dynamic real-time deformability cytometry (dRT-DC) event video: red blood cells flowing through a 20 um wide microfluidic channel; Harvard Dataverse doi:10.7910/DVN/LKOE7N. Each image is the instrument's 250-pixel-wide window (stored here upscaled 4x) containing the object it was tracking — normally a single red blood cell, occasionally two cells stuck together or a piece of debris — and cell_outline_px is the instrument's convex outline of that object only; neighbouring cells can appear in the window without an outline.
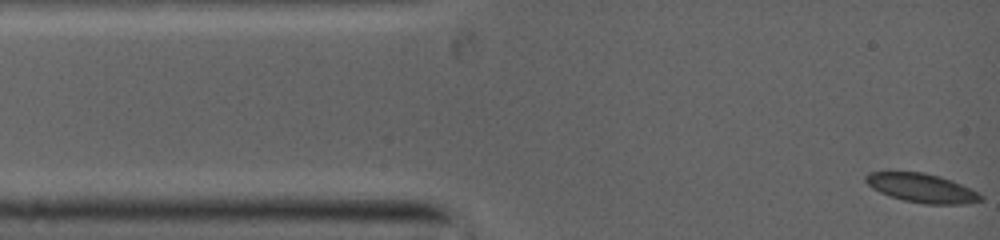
{"species": "common noctule bat (a hibernating species)", "species_latin": "Nyctalus noctula", "temperature_condition": "warm", "stored_images_in_passage": 40, "camera_frame_rate_fps": 5000, "um_per_image_px": 0.085, "animal": {"sex": "female", "body_mass_g": 19.0, "forearm_length_mm": 53.3}, "frame": {"image": 1, "passage_image": 1, "time_ms": 0.0, "image_size_px": [1000, 240], "cell_outline_px": [[984, 200], [964, 204], [924, 204], [904, 200], [888, 196], [872, 188], [864, 180], [864, 176], [868, 172], [924, 172], [952, 180], [984, 196]], "centroid_in_image_um": [78.33, 15.98], "position_along_channel_um": 6.7, "area_um2": 19.36}}
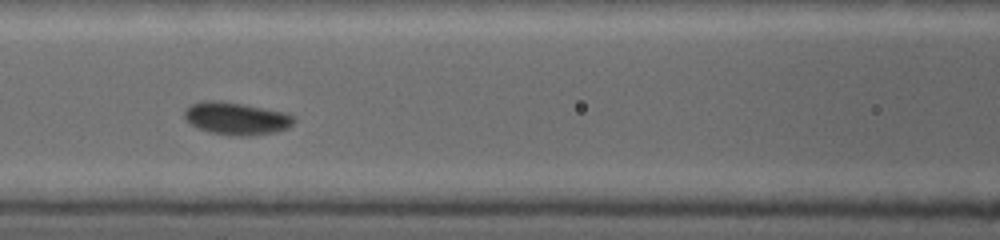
{"frame": {"image": 2, "passage_image": 23, "time_ms": 4.6, "image_size_px": [1000, 240], "cell_outline_px": [[296, 120], [288, 128], [276, 132], [248, 136], [240, 136], [212, 132], [200, 128], [192, 124], [184, 116], [184, 112], [192, 104], [240, 104], [284, 112], [292, 116]], "centroid_in_image_um": [20.2, 10.13], "position_along_channel_um": 146.4, "area_um2": 19.36}}
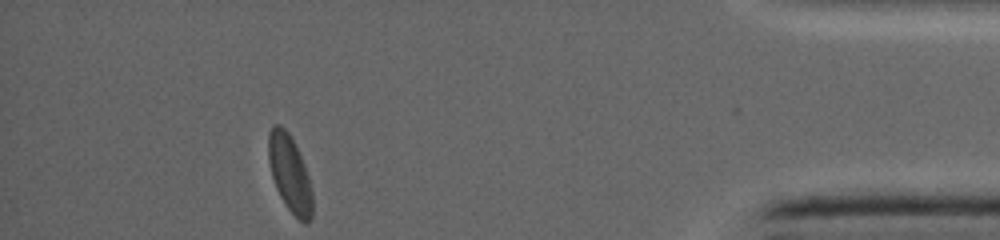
{"frame": {"image": 3, "passage_image": 40, "time_ms": 12.0, "image_size_px": [1000, 240], "cell_outline_px": [[312, 220], [308, 224], [304, 224], [284, 204], [276, 188], [272, 176], [268, 160], [268, 132], [272, 124], [276, 124], [284, 128], [288, 132], [304, 164], [308, 176], [312, 192]], "centroid_in_image_um": [24.62, 14.77], "position_along_channel_um": 410.6, "area_um2": 19.59}}